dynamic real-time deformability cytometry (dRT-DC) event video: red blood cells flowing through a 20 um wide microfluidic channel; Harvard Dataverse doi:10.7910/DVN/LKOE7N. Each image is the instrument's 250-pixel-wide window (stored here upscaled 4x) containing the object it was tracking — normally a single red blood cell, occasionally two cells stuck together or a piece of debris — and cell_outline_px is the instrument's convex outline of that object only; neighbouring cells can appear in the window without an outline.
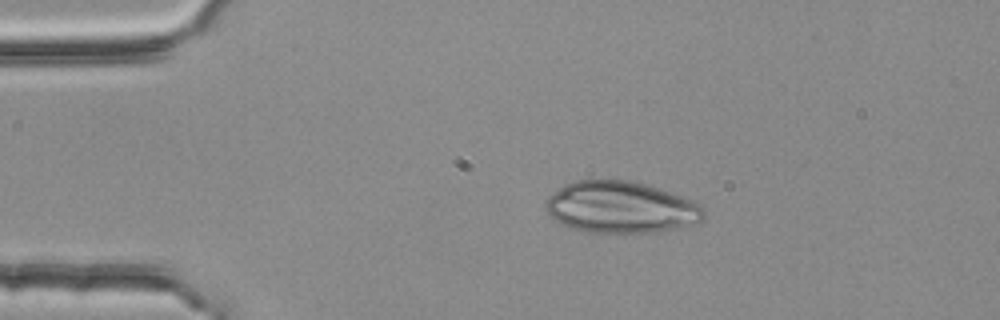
{"species": "common noctule bat (a hibernating species)", "species_latin": "Nyctalus noctula", "temperature_condition": "room temperature", "stored_images_in_passage": 3, "camera_frame_rate_fps": 3000, "um_per_image_px": 0.085, "animal": {"sex": "female", "body_mass_g": 25.1}, "frame": {"image": 1, "passage_image": 2, "time_ms": 0.333, "image_size_px": [1000, 320], "cell_outline_px": [[704, 220], [692, 224], [660, 232], [584, 232], [568, 228], [552, 220], [544, 204], [544, 200], [552, 192], [564, 184], [576, 180], [628, 180], [644, 184], [692, 200], [700, 204], [704, 208]], "centroid_in_image_um": [52.7, 17.63], "position_along_channel_um": 32.3, "area_um2": 47.8}}